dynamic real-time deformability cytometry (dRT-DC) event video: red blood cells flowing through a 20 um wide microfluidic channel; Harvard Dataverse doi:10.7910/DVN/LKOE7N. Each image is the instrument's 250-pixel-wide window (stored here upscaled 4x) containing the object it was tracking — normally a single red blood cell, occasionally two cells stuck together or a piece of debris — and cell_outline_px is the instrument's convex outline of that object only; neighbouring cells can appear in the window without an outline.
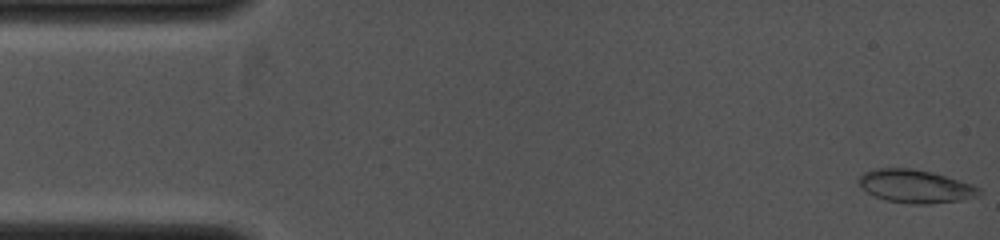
{"species": "common noctule bat (a hibernating species)", "species_latin": "Nyctalus noctula", "temperature_condition": "cold", "stored_images_in_passage": 14, "camera_frame_rate_fps": 4000, "um_per_image_px": 0.085, "animal": {"sex": "female", "body_mass_g": 19.0, "forearm_length_mm": 53.3}, "frame": {"image": 1, "passage_image": 1, "time_ms": 0.0, "image_size_px": [1000, 240], "cell_outline_px": [[980, 196], [960, 200], [928, 204], [912, 204], [884, 200], [860, 188], [856, 180], [864, 172], [876, 168], [912, 168], [932, 172], [972, 184], [980, 188]], "centroid_in_image_um": [77.78, 15.83], "position_along_channel_um": 7.2, "area_um2": 23.35}}
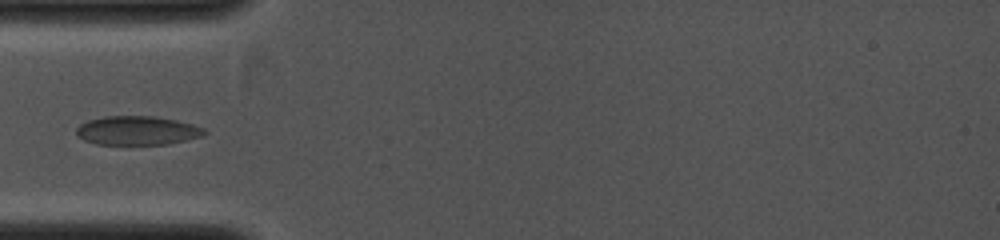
{"frame": {"image": 2, "passage_image": 11, "time_ms": 3.25, "image_size_px": [1000, 240], "cell_outline_px": [[208, 132], [204, 136], [168, 144], [96, 144], [84, 140], [76, 132], [76, 128], [80, 124], [88, 120], [104, 116], [156, 116], [176, 120], [192, 124], [204, 128]], "centroid_in_image_um": [11.7, 11.09], "position_along_channel_um": 73.3, "area_um2": 21.62}}
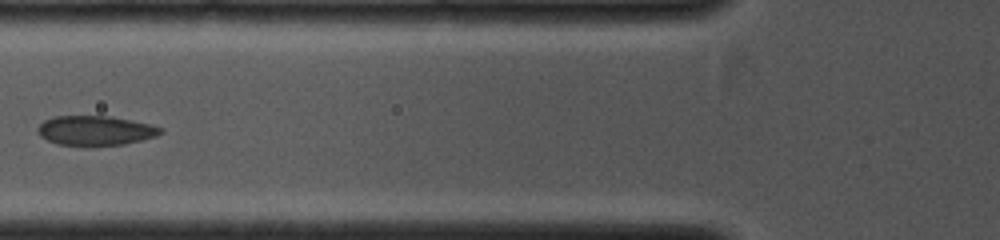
{"frame": {"image": 3, "passage_image": 13, "time_ms": 4.0, "image_size_px": [1000, 240], "cell_outline_px": [[164, 132], [156, 136], [124, 144], [60, 144], [48, 140], [40, 136], [36, 128], [44, 120], [52, 116], [112, 116], [152, 124], [164, 128]], "centroid_in_image_um": [8.14, 11.06], "position_along_channel_um": 117.7, "area_um2": 20.92}}